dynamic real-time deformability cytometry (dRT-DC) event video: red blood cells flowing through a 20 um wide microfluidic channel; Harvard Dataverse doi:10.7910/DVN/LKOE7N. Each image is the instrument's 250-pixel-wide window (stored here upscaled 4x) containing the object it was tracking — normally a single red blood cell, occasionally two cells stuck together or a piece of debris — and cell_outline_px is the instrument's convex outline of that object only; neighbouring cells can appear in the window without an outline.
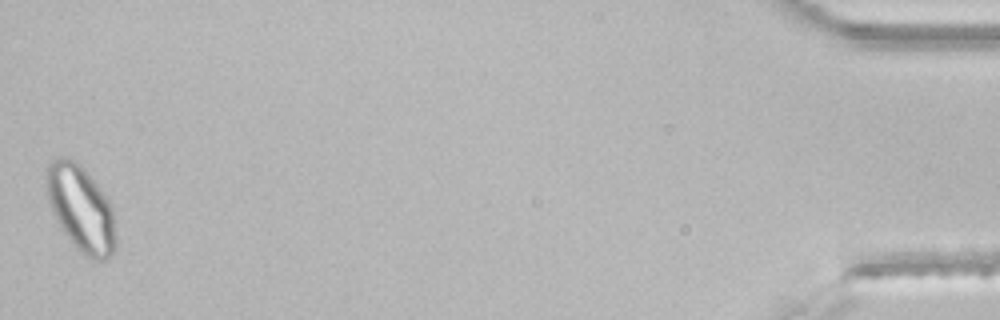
{"species": "common noctule bat (a hibernating species)", "species_latin": "Nyctalus noctula", "temperature_condition": "room temperature", "stored_images_in_passage": 47, "segment_of_instrument_passage": [2, 2], "camera_frame_rate_fps": 3000, "um_per_image_px": 0.085, "animal": {"sex": "male", "body_mass_g": 21.5, "forearm_length_mm": 52.0}, "frame": {"image": 1, "passage_image": 47, "time_ms": 15.333, "image_size_px": [1000, 320], "cell_outline_px": [[116, 248], [112, 256], [108, 260], [92, 260], [84, 256], [76, 248], [64, 232], [56, 220], [52, 212], [48, 200], [48, 164], [52, 160], [60, 156], [64, 156], [76, 160], [84, 168], [104, 192], [112, 204], [116, 236]], "centroid_in_image_um": [6.93, 17.76], "position_along_channel_um": 428.3, "area_um2": 35.03}}